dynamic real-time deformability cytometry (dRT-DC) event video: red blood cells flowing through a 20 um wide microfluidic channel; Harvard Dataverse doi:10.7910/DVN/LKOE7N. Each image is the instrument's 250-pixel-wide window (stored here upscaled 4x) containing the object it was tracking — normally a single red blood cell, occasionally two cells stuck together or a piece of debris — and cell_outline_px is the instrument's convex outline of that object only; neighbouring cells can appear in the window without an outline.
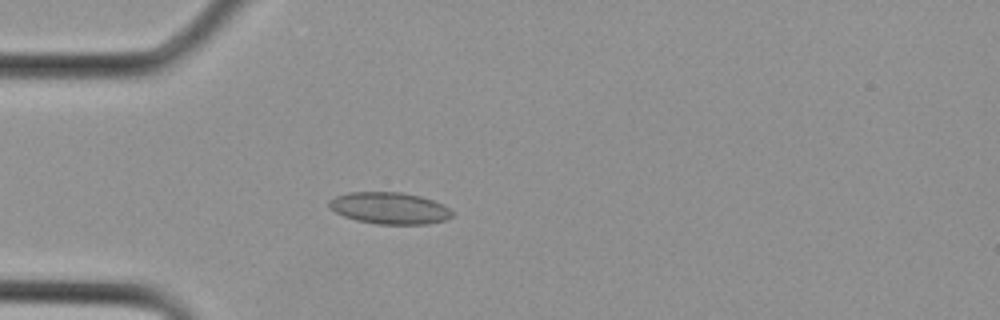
{"species": "Egyptian fruit bat (a non-hibernating species)", "species_latin": "Rousettus aegyptiacus", "temperature_condition": "cold", "stored_images_in_passage": 11, "camera_frame_rate_fps": 3000, "um_per_image_px": 0.085, "animal": {"sex": "female"}, "frame": {"image": 1, "passage_image": 3, "time_ms": 0.667, "image_size_px": [1000, 320], "cell_outline_px": [[456, 212], [452, 216], [444, 220], [428, 224], [376, 224], [356, 220], [344, 216], [328, 208], [328, 200], [336, 196], [348, 192], [400, 192], [420, 196], [444, 204]], "centroid_in_image_um": [33.12, 17.69], "position_along_channel_um": 51.9, "area_um2": 22.95}}
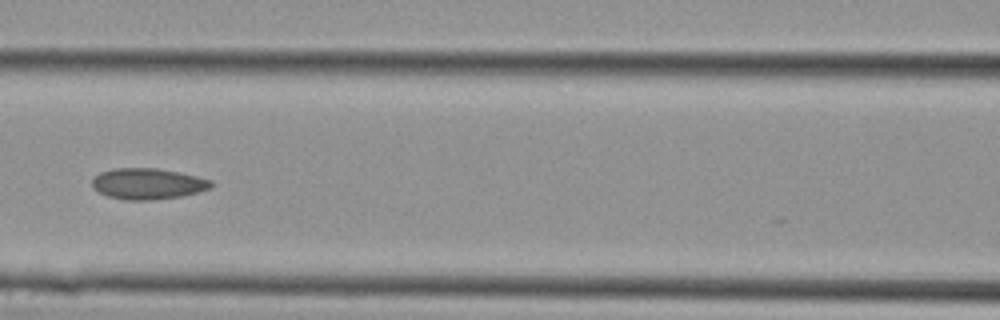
{"frame": {"image": 2, "passage_image": 8, "time_ms": 2.333, "image_size_px": [1000, 320], "cell_outline_px": [[212, 188], [180, 196], [152, 200], [124, 200], [108, 196], [92, 188], [92, 176], [100, 172], [112, 168], [156, 168], [196, 176], [212, 180]], "centroid_in_image_um": [12.51, 15.61], "position_along_channel_um": 154.1, "area_um2": 21.5}}
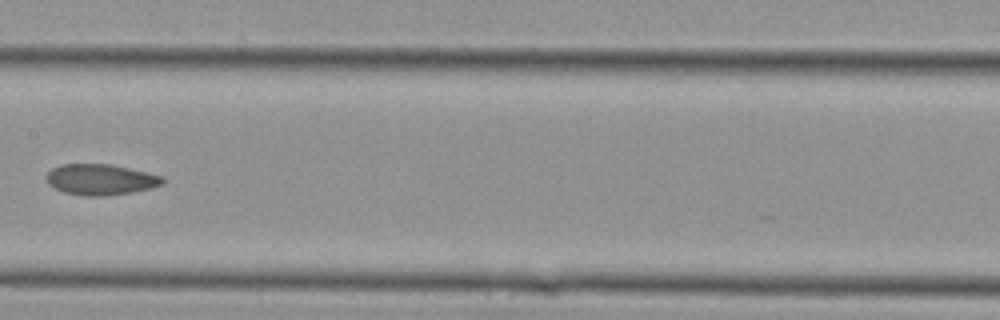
{"frame": {"image": 3, "passage_image": 10, "time_ms": 3.0, "image_size_px": [1000, 320], "cell_outline_px": [[164, 184], [152, 188], [132, 192], [104, 196], [84, 196], [64, 192], [48, 184], [44, 176], [52, 168], [64, 164], [108, 164], [128, 168], [164, 176]], "centroid_in_image_um": [8.55, 15.26], "position_along_channel_um": 198.8, "area_um2": 20.92}}